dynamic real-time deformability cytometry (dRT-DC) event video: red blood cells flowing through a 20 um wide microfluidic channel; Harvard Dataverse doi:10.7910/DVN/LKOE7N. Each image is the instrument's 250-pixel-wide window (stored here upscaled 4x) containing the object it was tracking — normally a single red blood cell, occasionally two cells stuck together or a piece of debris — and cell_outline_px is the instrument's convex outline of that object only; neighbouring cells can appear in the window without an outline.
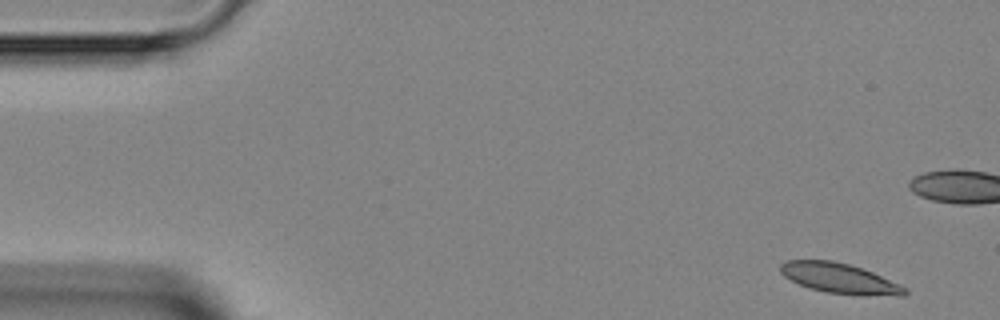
{"species": "Egyptian fruit bat (a non-hibernating species)", "species_latin": "Rousettus aegyptiacus", "temperature_condition": "room temperature", "stored_images_in_passage": 5, "camera_frame_rate_fps": 3000, "um_per_image_px": 0.085, "animal": {"sex": "female"}, "frame": {"image": 1, "passage_image": 1, "time_ms": 0.0, "image_size_px": [1000, 320], "cell_outline_px": [[908, 292], [904, 296], [864, 296], [828, 292], [808, 288], [784, 276], [780, 272], [780, 264], [788, 260], [832, 260], [848, 264], [872, 272], [900, 284], [908, 288]], "centroid_in_image_um": [71.41, 23.67], "position_along_channel_um": 13.6, "area_um2": 21.91}}
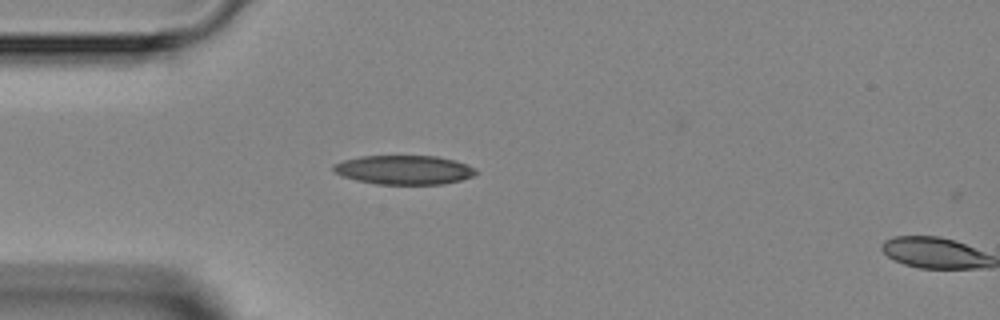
{"frame": {"image": 2, "passage_image": 5, "time_ms": 4.667, "image_size_px": [1000, 320], "cell_outline_px": [[480, 172], [472, 176], [460, 180], [444, 184], [376, 184], [356, 180], [344, 176], [336, 172], [332, 168], [332, 164], [344, 160], [360, 156], [436, 156], [456, 160], [468, 164], [476, 168]], "centroid_in_image_um": [34.39, 14.43], "position_along_channel_um": 50.6, "area_um2": 24.28}}